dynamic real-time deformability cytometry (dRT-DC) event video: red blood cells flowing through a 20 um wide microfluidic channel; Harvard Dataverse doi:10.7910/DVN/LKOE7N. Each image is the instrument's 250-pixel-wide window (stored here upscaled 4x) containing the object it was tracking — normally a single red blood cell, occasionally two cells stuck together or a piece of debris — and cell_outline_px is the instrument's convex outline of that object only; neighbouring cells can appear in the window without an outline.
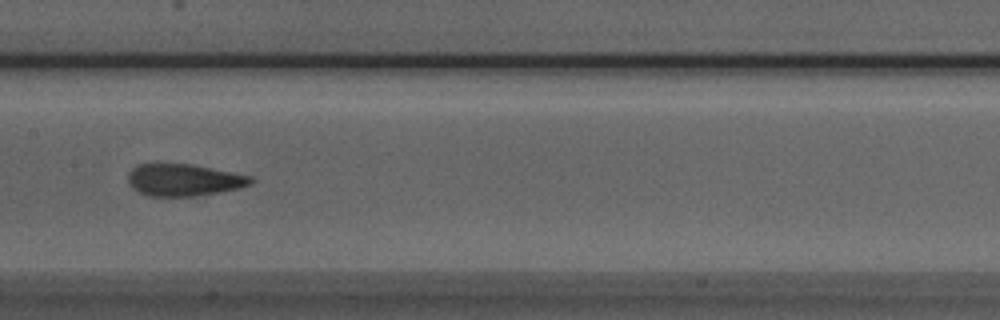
{"species": "Egyptian fruit bat (a non-hibernating species)", "species_latin": "Rousettus aegyptiacus", "temperature_condition": "room temperature", "stored_images_in_passage": 9, "camera_frame_rate_fps": 3000, "um_per_image_px": 0.085, "animal": {"sex": "male"}, "frame": {"image": 1, "passage_image": 7, "time_ms": 2.0, "image_size_px": [1000, 320], "cell_outline_px": [[256, 180], [252, 184], [240, 188], [220, 192], [196, 196], [148, 196], [132, 188], [128, 184], [128, 172], [136, 164], [192, 164], [252, 176]], "centroid_in_image_um": [15.64, 15.3], "position_along_channel_um": 191.8, "area_um2": 23.12}}
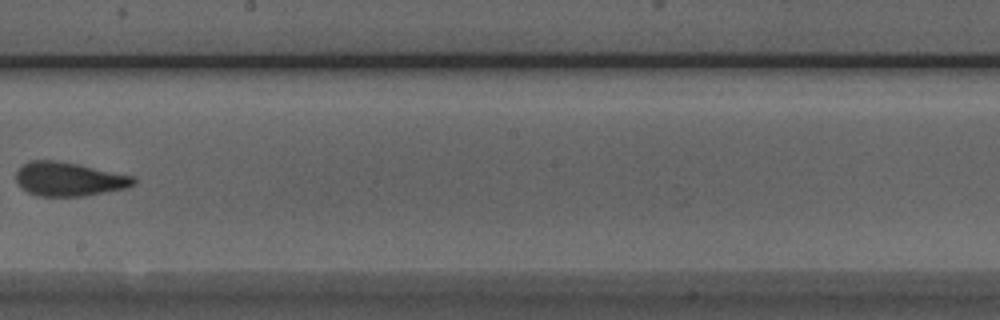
{"frame": {"image": 2, "passage_image": 8, "time_ms": 2.333, "image_size_px": [1000, 320], "cell_outline_px": [[136, 184], [128, 188], [84, 196], [36, 196], [28, 192], [16, 180], [16, 172], [24, 164], [32, 160], [52, 160], [76, 164], [136, 176]], "centroid_in_image_um": [5.91, 15.23], "position_along_channel_um": 242.3, "area_um2": 23.12}}
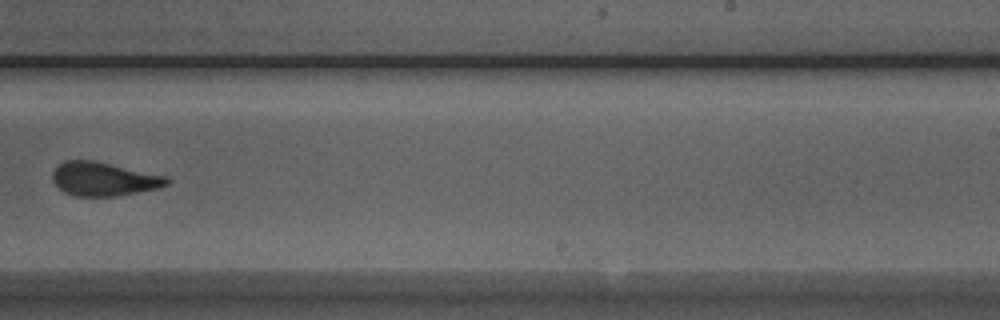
{"frame": {"image": 3, "passage_image": 9, "time_ms": 2.667, "image_size_px": [1000, 320], "cell_outline_px": [[172, 180], [168, 184], [156, 188], [120, 196], [72, 196], [64, 192], [52, 180], [52, 172], [56, 164], [64, 160], [92, 160], [168, 176]], "centroid_in_image_um": [8.8, 15.21], "position_along_channel_um": 280.2, "area_um2": 22.66}}